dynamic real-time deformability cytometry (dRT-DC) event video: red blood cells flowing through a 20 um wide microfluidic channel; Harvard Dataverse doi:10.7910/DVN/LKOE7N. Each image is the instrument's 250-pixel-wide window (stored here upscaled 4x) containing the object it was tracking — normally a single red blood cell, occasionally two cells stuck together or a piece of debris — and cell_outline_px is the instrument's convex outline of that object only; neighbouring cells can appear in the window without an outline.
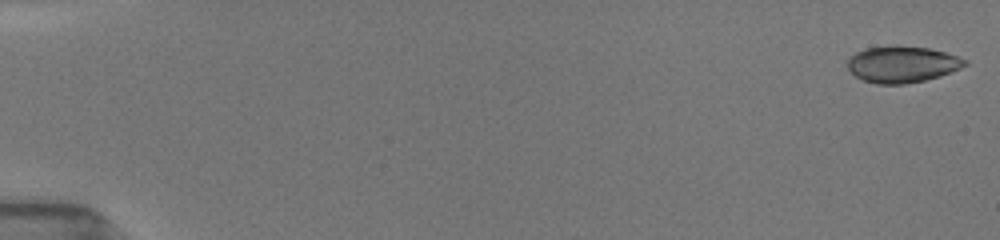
{"species": "common noctule bat (a hibernating species)", "species_latin": "Nyctalus noctula", "temperature_condition": "room temperature", "stored_images_in_passage": 55, "camera_frame_rate_fps": 3000, "um_per_image_px": 0.085, "animal": {"sex": "female", "body_mass_g": 19.5, "forearm_length_mm": 54.1}, "frame": {"image": 1, "passage_image": 1, "time_ms": 0.0, "image_size_px": [1000, 240], "cell_outline_px": [[968, 64], [952, 72], [940, 76], [924, 80], [904, 84], [876, 84], [864, 80], [856, 76], [848, 68], [848, 56], [856, 52], [868, 48], [892, 44], [896, 44], [928, 48], [944, 52], [968, 60]], "centroid_in_image_um": [76.68, 5.45], "position_along_channel_um": 8.3, "area_um2": 25.09}}
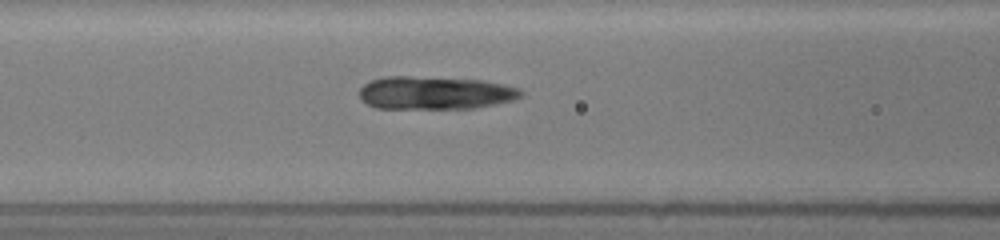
{"frame": {"image": 2, "passage_image": 25, "time_ms": 7.333, "image_size_px": [1000, 240], "cell_outline_px": [[524, 96], [512, 100], [496, 104], [476, 108], [376, 108], [360, 100], [360, 88], [368, 80], [384, 76], [408, 76], [480, 80], [504, 84], [520, 88], [524, 92]], "centroid_in_image_um": [36.98, 7.89], "position_along_channel_um": 129.6, "area_um2": 31.27}}
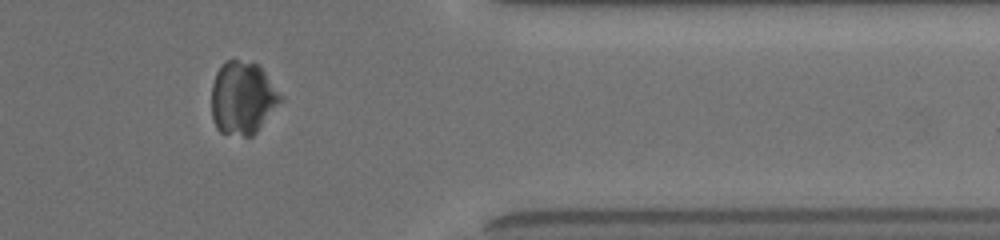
{"frame": {"image": 3, "passage_image": 48, "time_ms": 14.333, "image_size_px": [1000, 240], "cell_outline_px": [[280, 100], [256, 132], [252, 136], [244, 136], [220, 132], [216, 128], [212, 120], [212, 84], [216, 72], [228, 60], [236, 60], [256, 64], [264, 72], [280, 96]], "centroid_in_image_um": [20.55, 8.35], "position_along_channel_um": 390.8, "area_um2": 28.38}}